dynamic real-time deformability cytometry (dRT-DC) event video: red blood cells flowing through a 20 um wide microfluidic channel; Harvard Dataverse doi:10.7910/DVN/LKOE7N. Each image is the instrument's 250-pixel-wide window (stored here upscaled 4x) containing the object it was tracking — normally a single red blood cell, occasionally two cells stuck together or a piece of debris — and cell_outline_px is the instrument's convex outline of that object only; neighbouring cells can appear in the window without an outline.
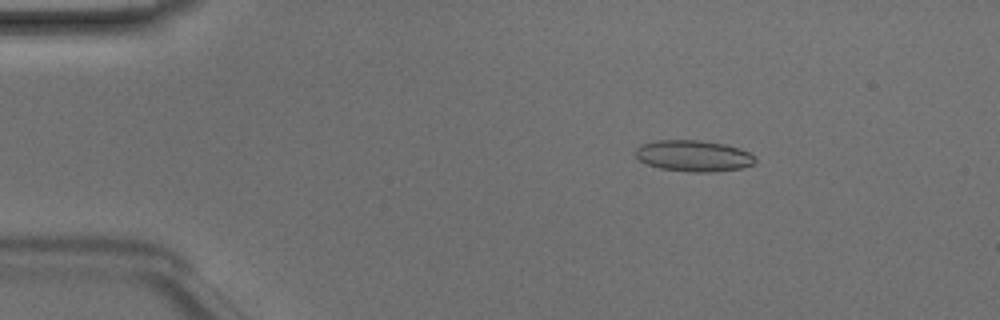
{"species": "Egyptian fruit bat (a non-hibernating species)", "species_latin": "Rousettus aegyptiacus", "temperature_condition": "room temperature", "stored_images_in_passage": 49, "camera_frame_rate_fps": 3000, "um_per_image_px": 0.085, "animal": {"sex": "male"}, "frame": {"image": 1, "passage_image": 8, "time_ms": 2.333, "image_size_px": [1000, 320], "cell_outline_px": [[756, 160], [752, 164], [740, 168], [712, 172], [692, 172], [660, 168], [648, 164], [640, 160], [636, 156], [636, 148], [640, 144], [656, 140], [700, 140], [724, 144], [740, 148], [756, 156]], "centroid_in_image_um": [58.95, 13.24], "position_along_channel_um": 26.0, "area_um2": 21.73}}
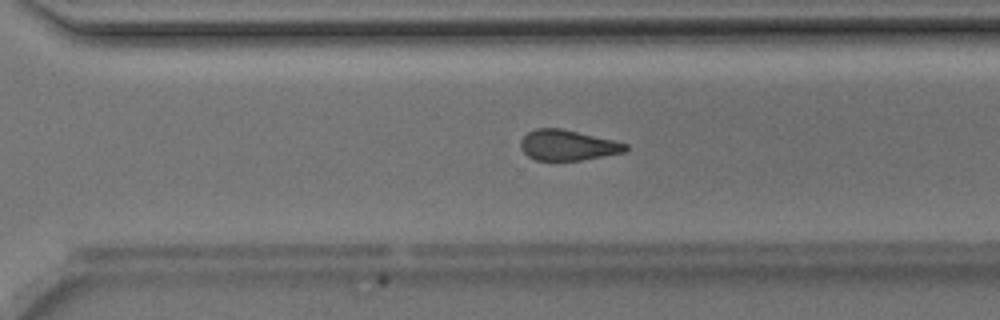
{"frame": {"image": 2, "passage_image": 34, "time_ms": 11.0, "image_size_px": [1000, 320], "cell_outline_px": [[628, 148], [624, 152], [580, 160], [536, 160], [528, 156], [520, 148], [520, 140], [528, 132], [536, 128], [560, 128], [612, 140], [628, 144]], "centroid_in_image_um": [48.21, 12.34], "position_along_channel_um": 322.4, "area_um2": 18.38}}
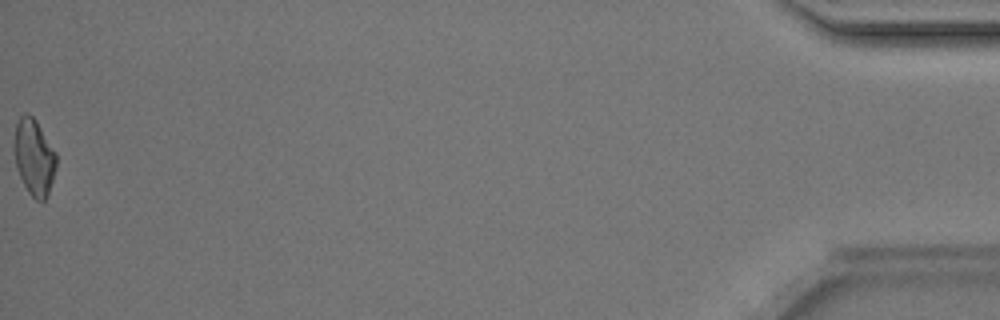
{"frame": {"image": 3, "passage_image": 49, "time_ms": 16.0, "image_size_px": [1000, 320], "cell_outline_px": [[56, 168], [48, 192], [44, 200], [36, 200], [28, 192], [16, 168], [12, 148], [16, 124], [20, 116], [24, 112], [28, 112], [36, 120], [56, 152]], "centroid_in_image_um": [2.86, 13.31], "position_along_channel_um": 432.3, "area_um2": 18.84}, "authors_computed_cell_mechanics": {"area_um2": 20.0566, "velocity_mm_per_s": 4.1927, "shape_relaxation_time_tau1_ms": 8.7443, "shape_relaxation_time_tau2_ms": 2.4091, "deformation_change_tau1": 0.1523, "deformation_change_tau2": 0.0902}}